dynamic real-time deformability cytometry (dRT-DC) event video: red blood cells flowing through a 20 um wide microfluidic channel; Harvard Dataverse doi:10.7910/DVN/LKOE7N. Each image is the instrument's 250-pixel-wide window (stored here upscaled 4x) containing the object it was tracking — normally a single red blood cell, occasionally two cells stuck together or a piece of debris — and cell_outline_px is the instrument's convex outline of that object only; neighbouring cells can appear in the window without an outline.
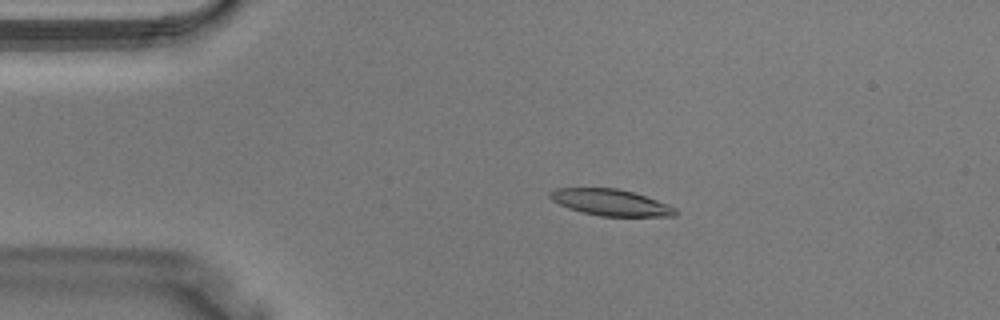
{"species": "Egyptian fruit bat (a non-hibernating species)", "species_latin": "Rousettus aegyptiacus", "temperature_condition": "warm", "stored_images_in_passage": 38, "camera_frame_rate_fps": 3000, "um_per_image_px": 0.085, "animal": {"sex": "male"}, "frame": {"image": 1, "passage_image": 7, "time_ms": 2.0, "image_size_px": [1000, 320], "cell_outline_px": [[680, 212], [676, 216], [600, 216], [568, 208], [552, 200], [548, 196], [548, 192], [556, 188], [616, 188], [632, 192], [668, 204], [676, 208]], "centroid_in_image_um": [51.92, 17.21], "position_along_channel_um": 33.1, "area_um2": 19.19}}
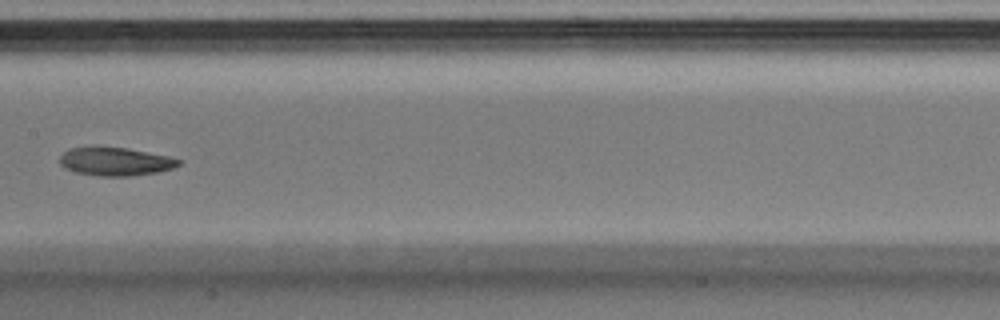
{"frame": {"image": 2, "passage_image": 19, "time_ms": 6.0, "image_size_px": [1000, 320], "cell_outline_px": [[180, 164], [172, 168], [156, 172], [132, 176], [100, 176], [76, 172], [64, 168], [60, 164], [60, 156], [68, 148], [92, 144], [96, 144], [128, 148], [168, 156], [180, 160]], "centroid_in_image_um": [9.72, 13.68], "position_along_channel_um": 197.7, "area_um2": 20.17}}
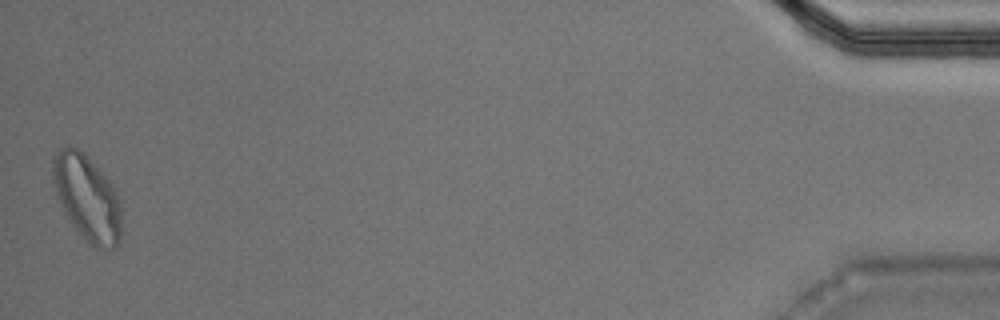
{"frame": {"image": 3, "passage_image": 38, "time_ms": 12.333, "image_size_px": [1000, 320], "cell_outline_px": [[120, 240], [116, 248], [96, 248], [88, 244], [84, 240], [68, 220], [60, 204], [56, 192], [52, 176], [52, 156], [60, 148], [68, 144], [84, 152], [116, 188], [120, 200]], "centroid_in_image_um": [7.39, 16.8], "position_along_channel_um": 427.8, "area_um2": 34.74}}